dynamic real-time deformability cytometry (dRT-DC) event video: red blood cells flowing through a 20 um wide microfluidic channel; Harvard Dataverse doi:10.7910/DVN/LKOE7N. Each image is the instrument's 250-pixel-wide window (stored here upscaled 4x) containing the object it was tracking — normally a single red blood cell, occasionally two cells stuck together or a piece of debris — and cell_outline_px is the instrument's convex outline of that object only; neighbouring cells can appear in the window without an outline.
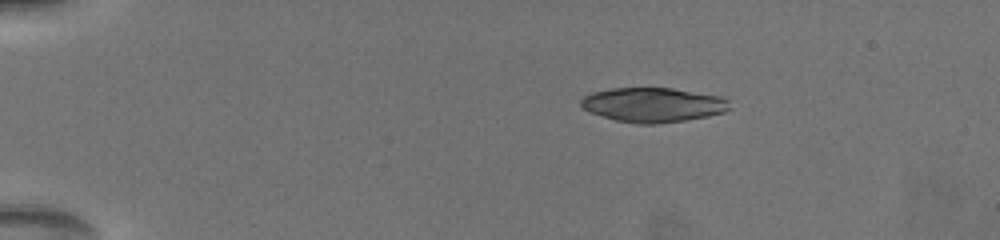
{"species": "common noctule bat (a hibernating species)", "species_latin": "Nyctalus noctula", "temperature_condition": "warm", "stored_images_in_passage": 5, "camera_frame_rate_fps": 3000, "um_per_image_px": 0.085, "animal": {"sex": "female", "body_mass_g": 19.5, "forearm_length_mm": 54.1}, "frame": {"image": 1, "passage_image": 1, "time_ms": 0.0, "image_size_px": [1000, 240], "cell_outline_px": [[728, 108], [724, 112], [708, 116], [684, 120], [656, 124], [636, 124], [616, 120], [592, 112], [584, 108], [580, 104], [580, 100], [584, 96], [592, 92], [612, 88], [672, 88], [720, 96], [728, 100]], "centroid_in_image_um": [55.5, 8.91], "position_along_channel_um": 29.5, "area_um2": 29.59}}
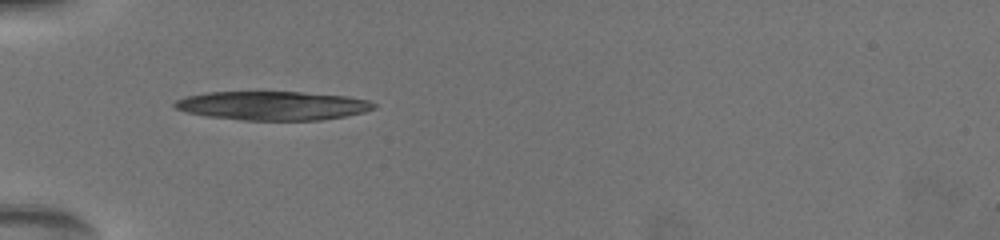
{"frame": {"image": 2, "passage_image": 4, "time_ms": 3.0, "image_size_px": [1000, 240], "cell_outline_px": [[376, 108], [364, 112], [344, 116], [320, 120], [244, 120], [208, 116], [188, 112], [176, 108], [172, 104], [176, 100], [188, 96], [208, 92], [300, 92], [344, 96], [368, 100], [376, 104]], "centroid_in_image_um": [23.19, 8.98], "position_along_channel_um": 61.8, "area_um2": 33.18}}